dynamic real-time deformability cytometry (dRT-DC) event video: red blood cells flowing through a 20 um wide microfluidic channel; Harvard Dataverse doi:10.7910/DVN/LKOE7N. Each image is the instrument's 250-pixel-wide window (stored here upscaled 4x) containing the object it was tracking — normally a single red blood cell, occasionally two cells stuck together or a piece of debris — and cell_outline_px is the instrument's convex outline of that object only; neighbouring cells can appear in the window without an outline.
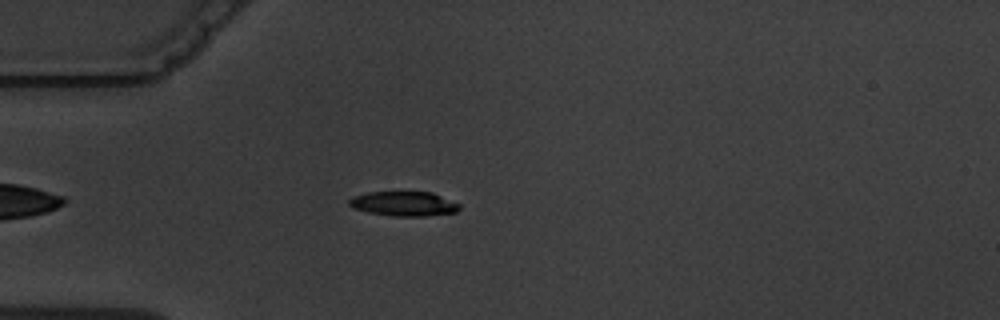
{"species": "common noctule bat (a hibernating species)", "species_latin": "Nyctalus noctula", "temperature_condition": "warm", "stored_images_in_passage": 4, "camera_frame_rate_fps": 3000, "um_per_image_px": 0.085, "animal": {"sex": "male", "body_mass_g": 19.5, "forearm_length_mm": 54.6}, "frame": {"image": 1, "passage_image": 4, "time_ms": 4.0, "image_size_px": [1000, 320], "cell_outline_px": [[460, 208], [456, 212], [424, 216], [392, 216], [368, 212], [352, 208], [348, 204], [348, 200], [356, 196], [368, 192], [432, 192], [460, 204]], "centroid_in_image_um": [34.32, 17.32], "position_along_channel_um": 50.7, "area_um2": 15.72}}